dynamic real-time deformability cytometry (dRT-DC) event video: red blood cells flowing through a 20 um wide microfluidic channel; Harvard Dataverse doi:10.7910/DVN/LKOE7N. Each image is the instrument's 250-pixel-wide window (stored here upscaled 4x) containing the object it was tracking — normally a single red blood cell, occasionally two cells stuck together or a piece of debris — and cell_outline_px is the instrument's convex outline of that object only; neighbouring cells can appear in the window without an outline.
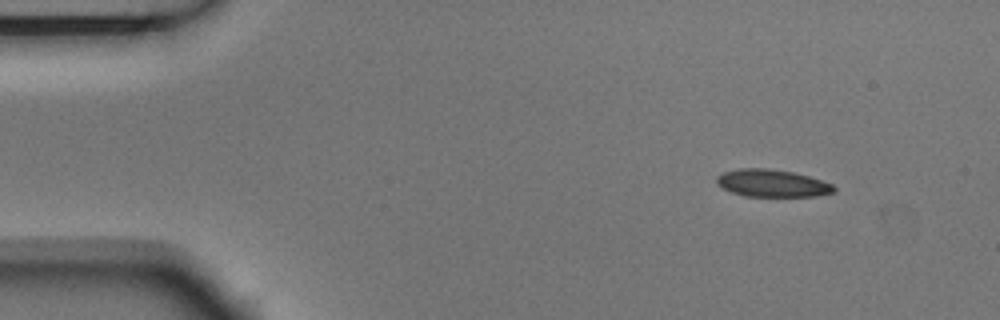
{"species": "Egyptian fruit bat (a non-hibernating species)", "species_latin": "Rousettus aegyptiacus", "temperature_condition": "room temperature", "stored_images_in_passage": 7, "camera_frame_rate_fps": 3000, "um_per_image_px": 0.085, "animal": {"sex": "male"}, "frame": {"image": 1, "passage_image": 1, "time_ms": 0.0, "image_size_px": [1000, 320], "cell_outline_px": [[836, 188], [832, 192], [816, 196], [744, 196], [732, 192], [716, 184], [716, 176], [720, 172], [740, 168], [768, 168], [792, 172], [808, 176], [832, 184]], "centroid_in_image_um": [65.57, 15.56], "position_along_channel_um": 19.4, "area_um2": 18.67}}
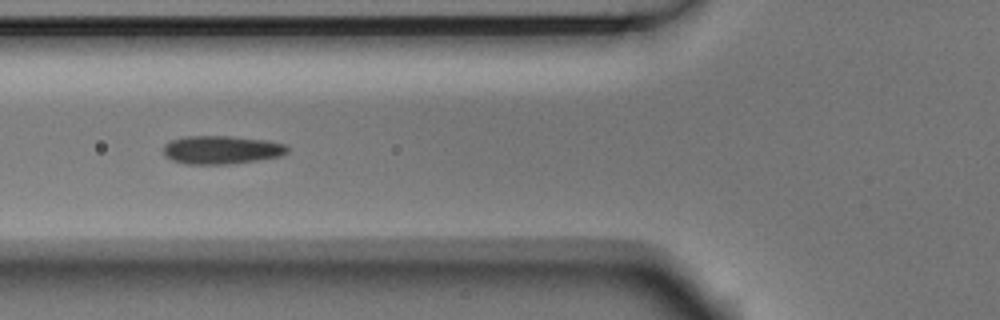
{"frame": {"image": 2, "passage_image": 5, "time_ms": 1.333, "image_size_px": [1000, 320], "cell_outline_px": [[288, 152], [280, 156], [256, 160], [228, 164], [184, 164], [172, 160], [164, 156], [164, 144], [172, 140], [188, 136], [228, 136], [264, 140], [284, 144], [288, 148]], "centroid_in_image_um": [18.79, 12.74], "position_along_channel_um": 107.0, "area_um2": 20.29}}
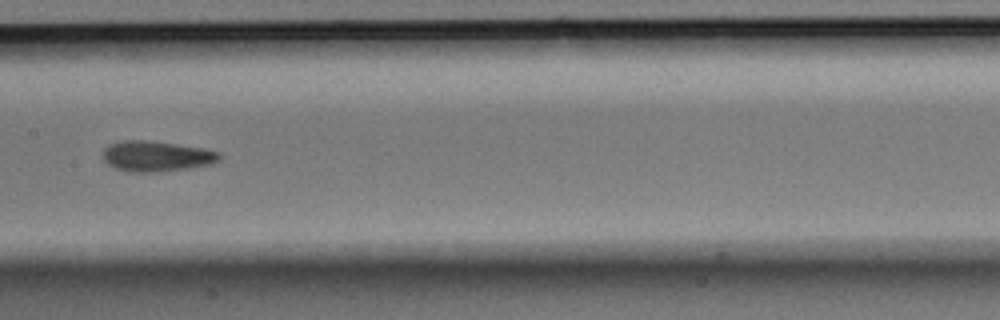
{"frame": {"image": 3, "passage_image": 7, "time_ms": 2.0, "image_size_px": [1000, 320], "cell_outline_px": [[220, 160], [212, 164], [188, 168], [156, 172], [128, 172], [116, 168], [108, 164], [104, 160], [104, 148], [108, 144], [120, 140], [144, 140], [176, 144], [204, 148], [220, 152]], "centroid_in_image_um": [13.3, 13.27], "position_along_channel_um": 194.1, "area_um2": 20.75}}